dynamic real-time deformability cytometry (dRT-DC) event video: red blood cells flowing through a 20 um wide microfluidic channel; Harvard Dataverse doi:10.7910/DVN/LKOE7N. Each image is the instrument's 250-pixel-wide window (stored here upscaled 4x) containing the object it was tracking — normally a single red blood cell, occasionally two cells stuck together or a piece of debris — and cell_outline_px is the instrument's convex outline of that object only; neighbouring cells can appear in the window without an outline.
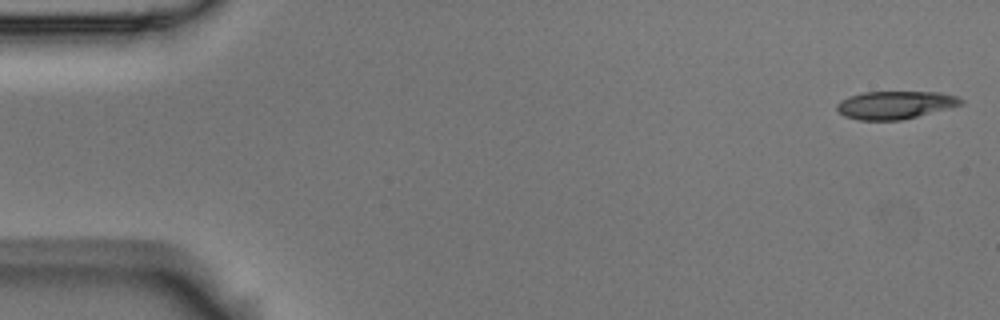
{"species": "Egyptian fruit bat (a non-hibernating species)", "species_latin": "Rousettus aegyptiacus", "temperature_condition": "room temperature", "stored_images_in_passage": 55, "camera_frame_rate_fps": 3000, "um_per_image_px": 0.085, "animal": {"sex": "male"}, "frame": {"image": 1, "passage_image": 1, "time_ms": 0.0, "image_size_px": [1000, 320], "cell_outline_px": [[964, 104], [900, 120], [860, 120], [844, 116], [836, 108], [836, 104], [840, 100], [848, 96], [864, 92], [940, 92], [956, 96], [964, 100]], "centroid_in_image_um": [76.07, 8.91], "position_along_channel_um": 8.9, "area_um2": 20.06}}
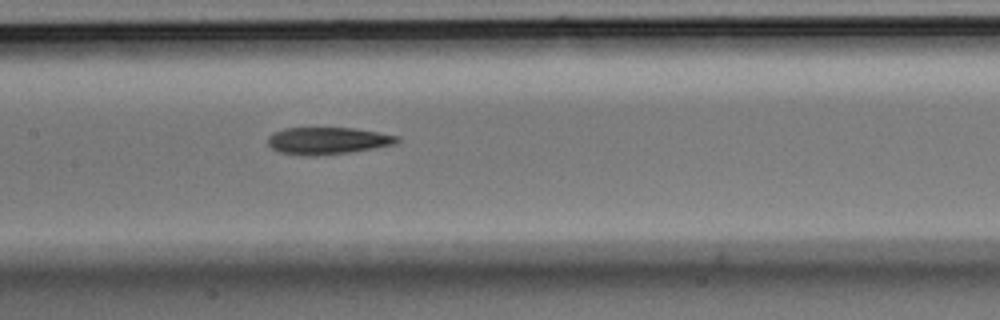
{"frame": {"image": 2, "passage_image": 26, "time_ms": 8.333, "image_size_px": [1000, 320], "cell_outline_px": [[400, 140], [396, 144], [376, 148], [348, 152], [316, 156], [304, 156], [280, 152], [272, 148], [268, 144], [268, 136], [284, 128], [352, 128], [400, 136]], "centroid_in_image_um": [27.86, 11.97], "position_along_channel_um": 179.5, "area_um2": 20.35}}
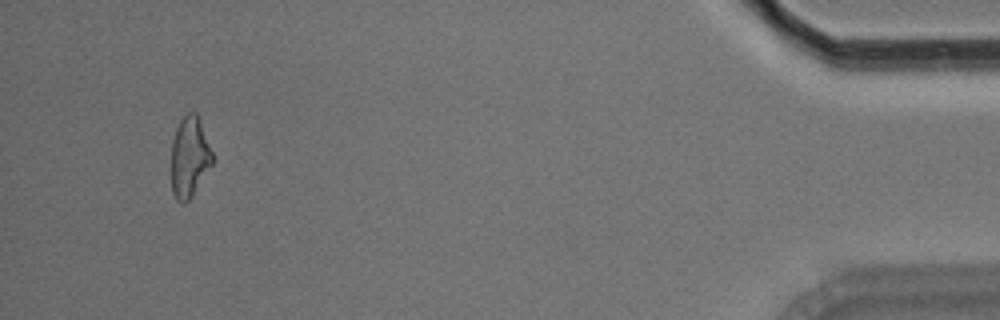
{"frame": {"image": 3, "passage_image": 52, "time_ms": 17.0, "image_size_px": [1000, 320], "cell_outline_px": [[212, 164], [192, 196], [184, 204], [180, 204], [176, 200], [172, 192], [172, 140], [176, 128], [180, 120], [188, 112], [196, 112], [200, 120], [212, 152]], "centroid_in_image_um": [16.1, 13.36], "position_along_channel_um": 419.1, "area_um2": 19.19}, "authors_computed_cell_mechanics": {"area_um2": 20.4034, "velocity_mm_per_s": 3.622, "shape_relaxation_time_tau1_ms": 8.7853, "shape_relaxation_time_tau2_ms": 2.7321, "deformation_change_tau1": 0.1893, "deformation_change_tau2": 0.1176}}